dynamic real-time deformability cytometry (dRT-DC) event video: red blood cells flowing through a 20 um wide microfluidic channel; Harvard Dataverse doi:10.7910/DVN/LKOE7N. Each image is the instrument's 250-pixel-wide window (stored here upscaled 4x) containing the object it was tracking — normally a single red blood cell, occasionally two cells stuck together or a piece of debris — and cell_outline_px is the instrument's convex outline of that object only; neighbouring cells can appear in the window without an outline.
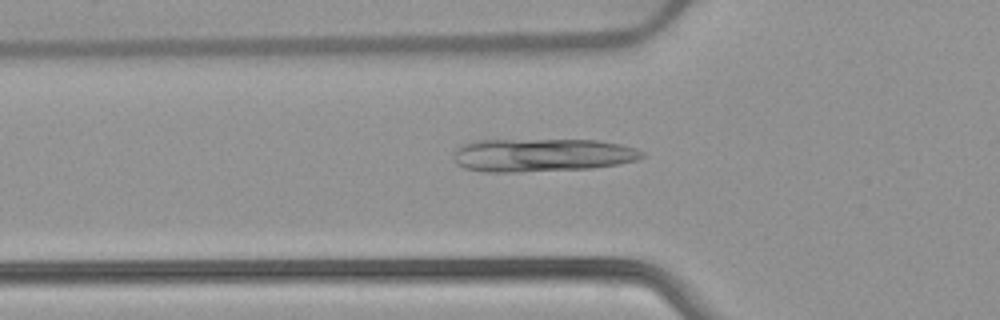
{"species": "common noctule bat (a hibernating species)", "species_latin": "Nyctalus noctula", "temperature_condition": "warm", "stored_images_in_passage": 52, "camera_frame_rate_fps": 3000, "um_per_image_px": 0.085, "animal": {"sex": "female", "body_mass_g": 22.7, "forearm_length_mm": 54.2}, "frame": {"image": 1, "passage_image": 18, "time_ms": 5.667, "image_size_px": [1000, 320], "cell_outline_px": [[644, 156], [636, 160], [620, 164], [592, 168], [516, 172], [484, 172], [464, 168], [456, 164], [452, 156], [452, 152], [460, 144], [472, 140], [600, 140], [620, 144], [636, 148], [644, 152]], "centroid_in_image_um": [46.01, 13.18], "position_along_channel_um": 79.8, "area_um2": 36.93}}
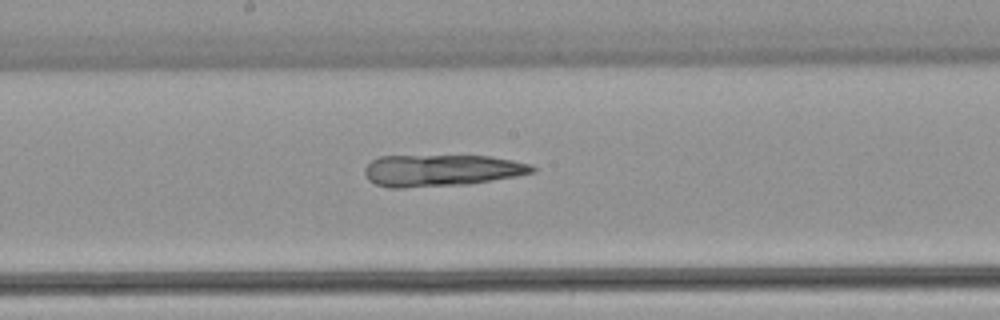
{"frame": {"image": 2, "passage_image": 28, "time_ms": 9.0, "image_size_px": [1000, 320], "cell_outline_px": [[536, 172], [516, 176], [468, 184], [404, 188], [388, 188], [376, 184], [368, 180], [364, 176], [364, 168], [372, 160], [380, 156], [488, 156], [512, 160], [532, 164], [536, 168]], "centroid_in_image_um": [37.5, 14.49], "position_along_channel_um": 210.7, "area_um2": 31.15}}
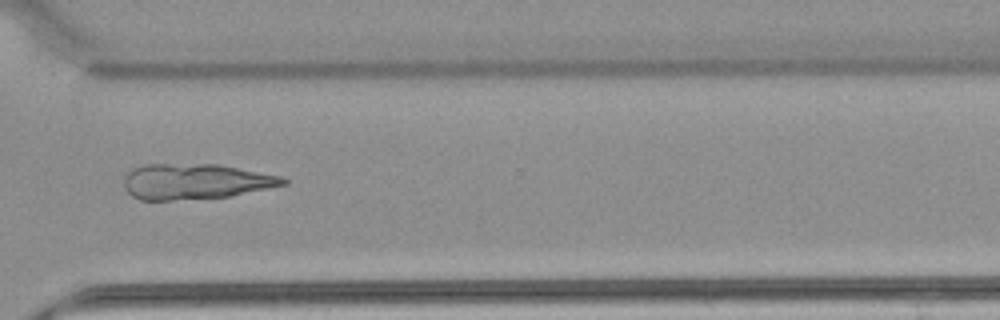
{"frame": {"image": 3, "passage_image": 39, "time_ms": 12.667, "image_size_px": [1000, 320], "cell_outline_px": [[288, 184], [228, 196], [172, 200], [140, 200], [132, 196], [124, 188], [124, 176], [132, 168], [144, 164], [220, 164], [280, 176], [288, 180]], "centroid_in_image_um": [16.57, 15.42], "position_along_channel_um": 354.0, "area_um2": 32.89}}